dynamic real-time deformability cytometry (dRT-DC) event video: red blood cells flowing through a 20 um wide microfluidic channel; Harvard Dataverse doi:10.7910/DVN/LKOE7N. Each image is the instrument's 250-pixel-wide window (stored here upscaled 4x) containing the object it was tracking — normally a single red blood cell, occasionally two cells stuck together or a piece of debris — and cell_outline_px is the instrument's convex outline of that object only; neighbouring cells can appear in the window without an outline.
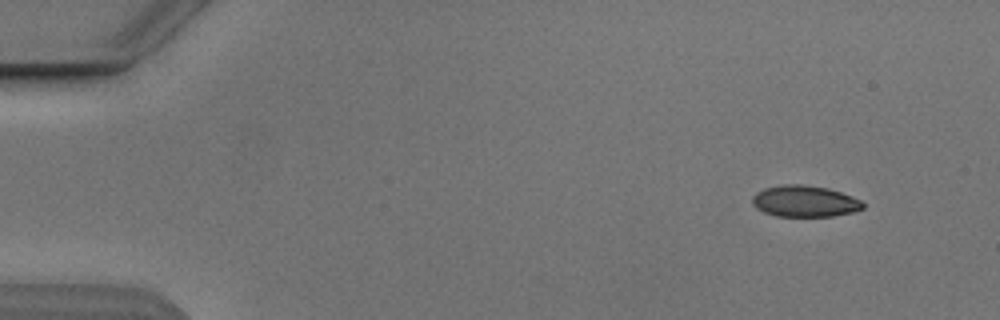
{"species": "Egyptian fruit bat (a non-hibernating species)", "species_latin": "Rousettus aegyptiacus", "temperature_condition": "cold", "stored_images_in_passage": 5, "camera_frame_rate_fps": 3000, "um_per_image_px": 0.085, "animal": {"sex": "male"}, "frame": {"image": 1, "passage_image": 1, "time_ms": 0.0, "image_size_px": [1000, 320], "cell_outline_px": [[864, 208], [852, 212], [832, 216], [776, 216], [764, 212], [756, 208], [752, 204], [752, 196], [756, 192], [764, 188], [780, 184], [800, 184], [828, 188], [852, 196], [860, 200], [864, 204]], "centroid_in_image_um": [68.37, 17.1], "position_along_channel_um": 16.6, "area_um2": 20.29}}
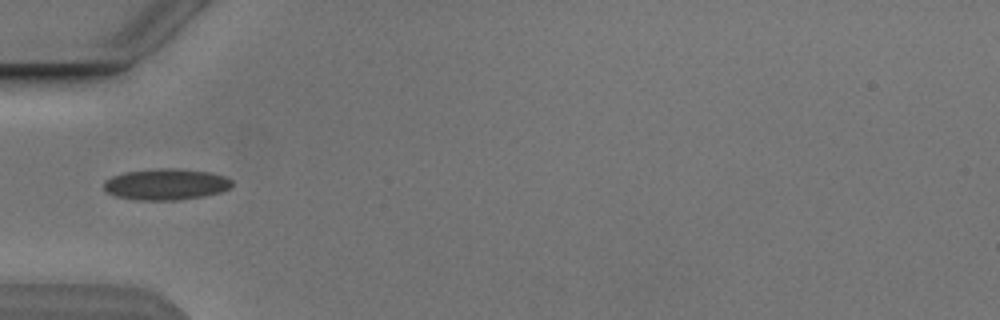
{"frame": {"image": 2, "passage_image": 4, "time_ms": 4.333, "image_size_px": [1000, 320], "cell_outline_px": [[232, 188], [220, 192], [204, 196], [180, 200], [136, 200], [116, 196], [108, 192], [104, 188], [104, 180], [112, 176], [124, 172], [156, 168], [176, 168], [212, 172], [224, 176], [232, 180]], "centroid_in_image_um": [14.13, 15.66], "position_along_channel_um": 70.9, "area_um2": 23.58}}
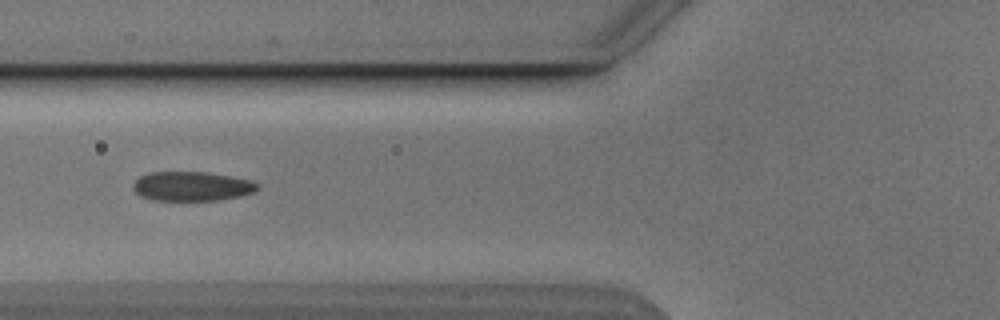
{"frame": {"image": 3, "passage_image": 5, "time_ms": 5.333, "image_size_px": [1000, 320], "cell_outline_px": [[260, 188], [256, 192], [240, 196], [220, 200], [152, 200], [140, 196], [132, 188], [132, 184], [140, 176], [148, 172], [208, 172], [232, 176], [252, 180], [260, 184]], "centroid_in_image_um": [16.35, 15.83], "position_along_channel_um": 109.5, "area_um2": 21.62}}